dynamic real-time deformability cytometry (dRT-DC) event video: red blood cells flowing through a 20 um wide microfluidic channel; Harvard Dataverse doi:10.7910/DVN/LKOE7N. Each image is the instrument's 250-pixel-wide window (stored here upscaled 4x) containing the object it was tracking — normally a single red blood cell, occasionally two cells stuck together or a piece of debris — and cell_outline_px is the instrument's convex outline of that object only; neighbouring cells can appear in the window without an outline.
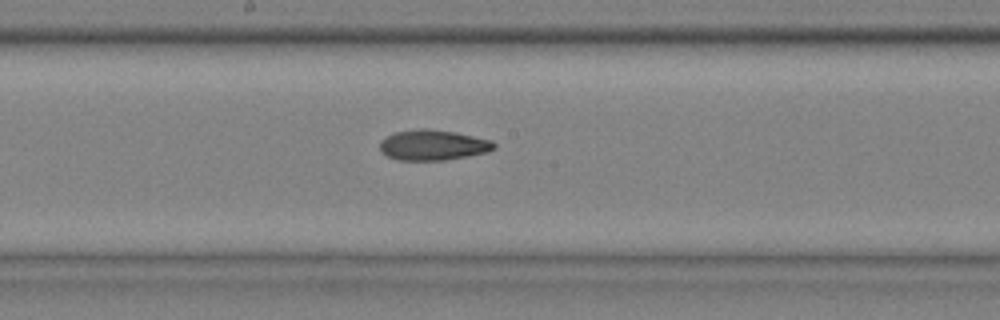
{"species": "common noctule bat (a hibernating species)", "species_latin": "Nyctalus noctula", "temperature_condition": "cold", "stored_images_in_passage": 9, "camera_frame_rate_fps": 3000, "um_per_image_px": 0.085, "animal": {"sex": "male", "body_mass_g": 20.4}, "frame": {"image": 1, "passage_image": 9, "time_ms": 2.667, "image_size_px": [1000, 320], "cell_outline_px": [[496, 148], [488, 152], [468, 156], [444, 160], [400, 160], [388, 156], [380, 152], [380, 140], [384, 136], [392, 132], [420, 128], [428, 128], [456, 132], [492, 140], [496, 144]], "centroid_in_image_um": [36.79, 12.31], "position_along_channel_um": 211.4, "area_um2": 20.58}}